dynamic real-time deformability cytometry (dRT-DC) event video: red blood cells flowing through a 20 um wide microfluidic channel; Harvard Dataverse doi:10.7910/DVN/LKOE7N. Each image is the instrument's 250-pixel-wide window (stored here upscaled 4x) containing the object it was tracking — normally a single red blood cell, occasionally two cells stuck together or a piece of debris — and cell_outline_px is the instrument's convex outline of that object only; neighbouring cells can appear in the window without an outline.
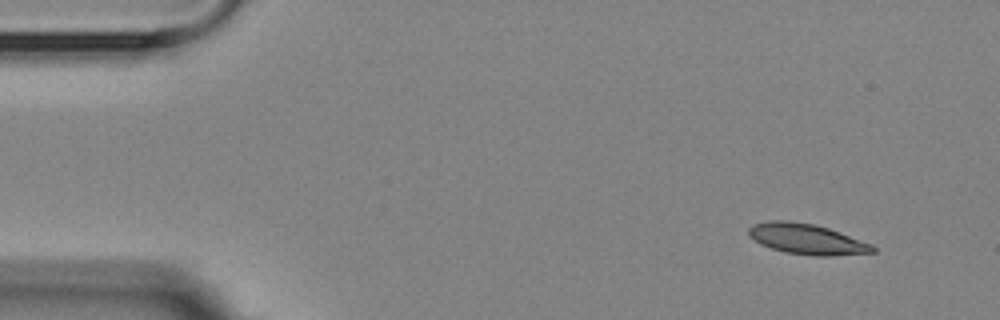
{"species": "Egyptian fruit bat (a non-hibernating species)", "species_latin": "Rousettus aegyptiacus", "temperature_condition": "room temperature", "stored_images_in_passage": 2, "camera_frame_rate_fps": 3000, "um_per_image_px": 0.085, "animal": {"sex": "female"}, "frame": {"image": 1, "passage_image": 2, "time_ms": 2.0, "image_size_px": [1000, 320], "cell_outline_px": [[876, 252], [832, 256], [812, 256], [784, 252], [760, 244], [748, 236], [748, 228], [752, 224], [768, 220], [788, 220], [812, 224], [828, 228], [840, 232], [872, 244], [876, 248]], "centroid_in_image_um": [68.56, 20.32], "position_along_channel_um": 16.4, "area_um2": 22.25}}